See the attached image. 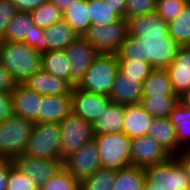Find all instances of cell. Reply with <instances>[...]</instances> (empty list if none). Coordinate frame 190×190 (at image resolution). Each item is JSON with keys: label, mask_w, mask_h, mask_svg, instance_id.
I'll return each instance as SVG.
<instances>
[{"label": "cell", "mask_w": 190, "mask_h": 190, "mask_svg": "<svg viewBox=\"0 0 190 190\" xmlns=\"http://www.w3.org/2000/svg\"><path fill=\"white\" fill-rule=\"evenodd\" d=\"M118 72L127 78L138 79L141 83L154 70L149 62L134 61L133 59H117Z\"/></svg>", "instance_id": "35"}, {"label": "cell", "mask_w": 190, "mask_h": 190, "mask_svg": "<svg viewBox=\"0 0 190 190\" xmlns=\"http://www.w3.org/2000/svg\"><path fill=\"white\" fill-rule=\"evenodd\" d=\"M87 9L91 25L103 26L120 19L104 0H87Z\"/></svg>", "instance_id": "33"}, {"label": "cell", "mask_w": 190, "mask_h": 190, "mask_svg": "<svg viewBox=\"0 0 190 190\" xmlns=\"http://www.w3.org/2000/svg\"><path fill=\"white\" fill-rule=\"evenodd\" d=\"M142 96H177L166 69H154L142 83Z\"/></svg>", "instance_id": "29"}, {"label": "cell", "mask_w": 190, "mask_h": 190, "mask_svg": "<svg viewBox=\"0 0 190 190\" xmlns=\"http://www.w3.org/2000/svg\"><path fill=\"white\" fill-rule=\"evenodd\" d=\"M180 46L170 35H128L120 46L117 59L149 62L154 69H166L174 60Z\"/></svg>", "instance_id": "1"}, {"label": "cell", "mask_w": 190, "mask_h": 190, "mask_svg": "<svg viewBox=\"0 0 190 190\" xmlns=\"http://www.w3.org/2000/svg\"><path fill=\"white\" fill-rule=\"evenodd\" d=\"M178 101V96H142L140 104L153 118H165Z\"/></svg>", "instance_id": "32"}, {"label": "cell", "mask_w": 190, "mask_h": 190, "mask_svg": "<svg viewBox=\"0 0 190 190\" xmlns=\"http://www.w3.org/2000/svg\"><path fill=\"white\" fill-rule=\"evenodd\" d=\"M185 4L184 0H157L155 12L169 22L178 16Z\"/></svg>", "instance_id": "39"}, {"label": "cell", "mask_w": 190, "mask_h": 190, "mask_svg": "<svg viewBox=\"0 0 190 190\" xmlns=\"http://www.w3.org/2000/svg\"><path fill=\"white\" fill-rule=\"evenodd\" d=\"M168 30L179 46H187L190 42V3H186L178 16L168 22Z\"/></svg>", "instance_id": "31"}, {"label": "cell", "mask_w": 190, "mask_h": 190, "mask_svg": "<svg viewBox=\"0 0 190 190\" xmlns=\"http://www.w3.org/2000/svg\"><path fill=\"white\" fill-rule=\"evenodd\" d=\"M58 10L63 12L68 8V5H72L77 0H49Z\"/></svg>", "instance_id": "48"}, {"label": "cell", "mask_w": 190, "mask_h": 190, "mask_svg": "<svg viewBox=\"0 0 190 190\" xmlns=\"http://www.w3.org/2000/svg\"><path fill=\"white\" fill-rule=\"evenodd\" d=\"M157 0H127L125 18L152 13L156 10Z\"/></svg>", "instance_id": "40"}, {"label": "cell", "mask_w": 190, "mask_h": 190, "mask_svg": "<svg viewBox=\"0 0 190 190\" xmlns=\"http://www.w3.org/2000/svg\"><path fill=\"white\" fill-rule=\"evenodd\" d=\"M34 25L46 29L52 24L61 21L63 14L50 1L40 5L31 12Z\"/></svg>", "instance_id": "36"}, {"label": "cell", "mask_w": 190, "mask_h": 190, "mask_svg": "<svg viewBox=\"0 0 190 190\" xmlns=\"http://www.w3.org/2000/svg\"><path fill=\"white\" fill-rule=\"evenodd\" d=\"M108 97L111 103L124 106L140 103L142 83L138 79L127 78L118 72Z\"/></svg>", "instance_id": "19"}, {"label": "cell", "mask_w": 190, "mask_h": 190, "mask_svg": "<svg viewBox=\"0 0 190 190\" xmlns=\"http://www.w3.org/2000/svg\"><path fill=\"white\" fill-rule=\"evenodd\" d=\"M16 86L11 73L0 63V92L11 93Z\"/></svg>", "instance_id": "42"}, {"label": "cell", "mask_w": 190, "mask_h": 190, "mask_svg": "<svg viewBox=\"0 0 190 190\" xmlns=\"http://www.w3.org/2000/svg\"><path fill=\"white\" fill-rule=\"evenodd\" d=\"M60 137L59 123H34L24 154L34 158L62 160Z\"/></svg>", "instance_id": "4"}, {"label": "cell", "mask_w": 190, "mask_h": 190, "mask_svg": "<svg viewBox=\"0 0 190 190\" xmlns=\"http://www.w3.org/2000/svg\"><path fill=\"white\" fill-rule=\"evenodd\" d=\"M98 153L102 168L124 169L131 166V139L124 133L96 134Z\"/></svg>", "instance_id": "6"}, {"label": "cell", "mask_w": 190, "mask_h": 190, "mask_svg": "<svg viewBox=\"0 0 190 190\" xmlns=\"http://www.w3.org/2000/svg\"><path fill=\"white\" fill-rule=\"evenodd\" d=\"M41 68L70 85V68L64 50L46 51L41 55Z\"/></svg>", "instance_id": "27"}, {"label": "cell", "mask_w": 190, "mask_h": 190, "mask_svg": "<svg viewBox=\"0 0 190 190\" xmlns=\"http://www.w3.org/2000/svg\"><path fill=\"white\" fill-rule=\"evenodd\" d=\"M116 169L100 168L93 175L79 182V190H112Z\"/></svg>", "instance_id": "34"}, {"label": "cell", "mask_w": 190, "mask_h": 190, "mask_svg": "<svg viewBox=\"0 0 190 190\" xmlns=\"http://www.w3.org/2000/svg\"><path fill=\"white\" fill-rule=\"evenodd\" d=\"M146 180L145 170L130 166L116 171L115 183L112 190H143Z\"/></svg>", "instance_id": "30"}, {"label": "cell", "mask_w": 190, "mask_h": 190, "mask_svg": "<svg viewBox=\"0 0 190 190\" xmlns=\"http://www.w3.org/2000/svg\"><path fill=\"white\" fill-rule=\"evenodd\" d=\"M62 166L78 182L102 168L95 139L87 141L76 152L67 156Z\"/></svg>", "instance_id": "11"}, {"label": "cell", "mask_w": 190, "mask_h": 190, "mask_svg": "<svg viewBox=\"0 0 190 190\" xmlns=\"http://www.w3.org/2000/svg\"><path fill=\"white\" fill-rule=\"evenodd\" d=\"M190 180V150L183 149L174 156Z\"/></svg>", "instance_id": "46"}, {"label": "cell", "mask_w": 190, "mask_h": 190, "mask_svg": "<svg viewBox=\"0 0 190 190\" xmlns=\"http://www.w3.org/2000/svg\"><path fill=\"white\" fill-rule=\"evenodd\" d=\"M44 29L34 25L30 12L18 11L6 27L4 41H21L39 53H45Z\"/></svg>", "instance_id": "10"}, {"label": "cell", "mask_w": 190, "mask_h": 190, "mask_svg": "<svg viewBox=\"0 0 190 190\" xmlns=\"http://www.w3.org/2000/svg\"><path fill=\"white\" fill-rule=\"evenodd\" d=\"M124 113V105L110 103L92 123L94 135L123 133Z\"/></svg>", "instance_id": "24"}, {"label": "cell", "mask_w": 190, "mask_h": 190, "mask_svg": "<svg viewBox=\"0 0 190 190\" xmlns=\"http://www.w3.org/2000/svg\"><path fill=\"white\" fill-rule=\"evenodd\" d=\"M113 8V11L120 17L125 18L127 0H104Z\"/></svg>", "instance_id": "47"}, {"label": "cell", "mask_w": 190, "mask_h": 190, "mask_svg": "<svg viewBox=\"0 0 190 190\" xmlns=\"http://www.w3.org/2000/svg\"><path fill=\"white\" fill-rule=\"evenodd\" d=\"M171 155L151 136H141L131 140V166L145 169L147 166L162 163Z\"/></svg>", "instance_id": "13"}, {"label": "cell", "mask_w": 190, "mask_h": 190, "mask_svg": "<svg viewBox=\"0 0 190 190\" xmlns=\"http://www.w3.org/2000/svg\"><path fill=\"white\" fill-rule=\"evenodd\" d=\"M41 55L25 42L3 41L0 44V63L17 84H22L41 68Z\"/></svg>", "instance_id": "2"}, {"label": "cell", "mask_w": 190, "mask_h": 190, "mask_svg": "<svg viewBox=\"0 0 190 190\" xmlns=\"http://www.w3.org/2000/svg\"><path fill=\"white\" fill-rule=\"evenodd\" d=\"M170 122L175 128L176 139L183 149L190 148V106L177 102L170 112Z\"/></svg>", "instance_id": "26"}, {"label": "cell", "mask_w": 190, "mask_h": 190, "mask_svg": "<svg viewBox=\"0 0 190 190\" xmlns=\"http://www.w3.org/2000/svg\"><path fill=\"white\" fill-rule=\"evenodd\" d=\"M179 102L186 106H190V88L185 90L182 94L178 96Z\"/></svg>", "instance_id": "49"}, {"label": "cell", "mask_w": 190, "mask_h": 190, "mask_svg": "<svg viewBox=\"0 0 190 190\" xmlns=\"http://www.w3.org/2000/svg\"><path fill=\"white\" fill-rule=\"evenodd\" d=\"M13 166L34 181L37 188L45 184L61 167L62 160H48L19 154L12 160Z\"/></svg>", "instance_id": "14"}, {"label": "cell", "mask_w": 190, "mask_h": 190, "mask_svg": "<svg viewBox=\"0 0 190 190\" xmlns=\"http://www.w3.org/2000/svg\"><path fill=\"white\" fill-rule=\"evenodd\" d=\"M38 190H79V182L73 178L62 166Z\"/></svg>", "instance_id": "37"}, {"label": "cell", "mask_w": 190, "mask_h": 190, "mask_svg": "<svg viewBox=\"0 0 190 190\" xmlns=\"http://www.w3.org/2000/svg\"><path fill=\"white\" fill-rule=\"evenodd\" d=\"M59 124L62 161L94 138L92 124L72 111Z\"/></svg>", "instance_id": "9"}, {"label": "cell", "mask_w": 190, "mask_h": 190, "mask_svg": "<svg viewBox=\"0 0 190 190\" xmlns=\"http://www.w3.org/2000/svg\"><path fill=\"white\" fill-rule=\"evenodd\" d=\"M22 84L42 96L67 95L71 93L72 89L65 80L54 77L42 68L32 74Z\"/></svg>", "instance_id": "18"}, {"label": "cell", "mask_w": 190, "mask_h": 190, "mask_svg": "<svg viewBox=\"0 0 190 190\" xmlns=\"http://www.w3.org/2000/svg\"><path fill=\"white\" fill-rule=\"evenodd\" d=\"M174 94L179 96L190 88V49L180 46L172 63L166 68Z\"/></svg>", "instance_id": "17"}, {"label": "cell", "mask_w": 190, "mask_h": 190, "mask_svg": "<svg viewBox=\"0 0 190 190\" xmlns=\"http://www.w3.org/2000/svg\"><path fill=\"white\" fill-rule=\"evenodd\" d=\"M11 115V94L0 92V123Z\"/></svg>", "instance_id": "43"}, {"label": "cell", "mask_w": 190, "mask_h": 190, "mask_svg": "<svg viewBox=\"0 0 190 190\" xmlns=\"http://www.w3.org/2000/svg\"><path fill=\"white\" fill-rule=\"evenodd\" d=\"M18 11L31 12L49 0H10Z\"/></svg>", "instance_id": "44"}, {"label": "cell", "mask_w": 190, "mask_h": 190, "mask_svg": "<svg viewBox=\"0 0 190 190\" xmlns=\"http://www.w3.org/2000/svg\"><path fill=\"white\" fill-rule=\"evenodd\" d=\"M63 20L72 30L82 37L91 25L88 17L87 0H77L63 12Z\"/></svg>", "instance_id": "28"}, {"label": "cell", "mask_w": 190, "mask_h": 190, "mask_svg": "<svg viewBox=\"0 0 190 190\" xmlns=\"http://www.w3.org/2000/svg\"><path fill=\"white\" fill-rule=\"evenodd\" d=\"M152 120L153 116L140 103L126 105L123 119V133L131 140L146 136Z\"/></svg>", "instance_id": "22"}, {"label": "cell", "mask_w": 190, "mask_h": 190, "mask_svg": "<svg viewBox=\"0 0 190 190\" xmlns=\"http://www.w3.org/2000/svg\"><path fill=\"white\" fill-rule=\"evenodd\" d=\"M147 135L154 138L171 156H175L183 150L178 144L176 131L169 117L153 118Z\"/></svg>", "instance_id": "23"}, {"label": "cell", "mask_w": 190, "mask_h": 190, "mask_svg": "<svg viewBox=\"0 0 190 190\" xmlns=\"http://www.w3.org/2000/svg\"><path fill=\"white\" fill-rule=\"evenodd\" d=\"M128 35L140 38L141 35H169L168 22L155 11L127 19Z\"/></svg>", "instance_id": "21"}, {"label": "cell", "mask_w": 190, "mask_h": 190, "mask_svg": "<svg viewBox=\"0 0 190 190\" xmlns=\"http://www.w3.org/2000/svg\"><path fill=\"white\" fill-rule=\"evenodd\" d=\"M6 190H38L33 180L13 165L10 167Z\"/></svg>", "instance_id": "38"}, {"label": "cell", "mask_w": 190, "mask_h": 190, "mask_svg": "<svg viewBox=\"0 0 190 190\" xmlns=\"http://www.w3.org/2000/svg\"><path fill=\"white\" fill-rule=\"evenodd\" d=\"M70 68V86H77L98 57V51L83 37H78L65 50Z\"/></svg>", "instance_id": "12"}, {"label": "cell", "mask_w": 190, "mask_h": 190, "mask_svg": "<svg viewBox=\"0 0 190 190\" xmlns=\"http://www.w3.org/2000/svg\"><path fill=\"white\" fill-rule=\"evenodd\" d=\"M143 190H158V189H151V183L145 180L144 185H143Z\"/></svg>", "instance_id": "50"}, {"label": "cell", "mask_w": 190, "mask_h": 190, "mask_svg": "<svg viewBox=\"0 0 190 190\" xmlns=\"http://www.w3.org/2000/svg\"><path fill=\"white\" fill-rule=\"evenodd\" d=\"M71 111V93L67 95L43 96L40 101L38 123H59Z\"/></svg>", "instance_id": "20"}, {"label": "cell", "mask_w": 190, "mask_h": 190, "mask_svg": "<svg viewBox=\"0 0 190 190\" xmlns=\"http://www.w3.org/2000/svg\"><path fill=\"white\" fill-rule=\"evenodd\" d=\"M144 170L151 189L190 190V180L174 156L162 163L147 166Z\"/></svg>", "instance_id": "8"}, {"label": "cell", "mask_w": 190, "mask_h": 190, "mask_svg": "<svg viewBox=\"0 0 190 190\" xmlns=\"http://www.w3.org/2000/svg\"><path fill=\"white\" fill-rule=\"evenodd\" d=\"M128 36L126 18H120L111 24L90 25L82 36L99 54L116 55Z\"/></svg>", "instance_id": "7"}, {"label": "cell", "mask_w": 190, "mask_h": 190, "mask_svg": "<svg viewBox=\"0 0 190 190\" xmlns=\"http://www.w3.org/2000/svg\"><path fill=\"white\" fill-rule=\"evenodd\" d=\"M33 124L15 115L0 123V159L12 160L24 154Z\"/></svg>", "instance_id": "3"}, {"label": "cell", "mask_w": 190, "mask_h": 190, "mask_svg": "<svg viewBox=\"0 0 190 190\" xmlns=\"http://www.w3.org/2000/svg\"><path fill=\"white\" fill-rule=\"evenodd\" d=\"M17 12L16 6L10 0H0V42L4 41L6 27Z\"/></svg>", "instance_id": "41"}, {"label": "cell", "mask_w": 190, "mask_h": 190, "mask_svg": "<svg viewBox=\"0 0 190 190\" xmlns=\"http://www.w3.org/2000/svg\"><path fill=\"white\" fill-rule=\"evenodd\" d=\"M110 103L106 95L87 92L77 86L71 89L72 112L91 124Z\"/></svg>", "instance_id": "15"}, {"label": "cell", "mask_w": 190, "mask_h": 190, "mask_svg": "<svg viewBox=\"0 0 190 190\" xmlns=\"http://www.w3.org/2000/svg\"><path fill=\"white\" fill-rule=\"evenodd\" d=\"M11 94L12 115L22 117L26 120L38 123V112H40L41 94L28 89L23 84H17Z\"/></svg>", "instance_id": "16"}, {"label": "cell", "mask_w": 190, "mask_h": 190, "mask_svg": "<svg viewBox=\"0 0 190 190\" xmlns=\"http://www.w3.org/2000/svg\"><path fill=\"white\" fill-rule=\"evenodd\" d=\"M46 51L65 50L79 36L62 19L44 29Z\"/></svg>", "instance_id": "25"}, {"label": "cell", "mask_w": 190, "mask_h": 190, "mask_svg": "<svg viewBox=\"0 0 190 190\" xmlns=\"http://www.w3.org/2000/svg\"><path fill=\"white\" fill-rule=\"evenodd\" d=\"M117 73V56L99 54L77 87L87 92L108 96Z\"/></svg>", "instance_id": "5"}, {"label": "cell", "mask_w": 190, "mask_h": 190, "mask_svg": "<svg viewBox=\"0 0 190 190\" xmlns=\"http://www.w3.org/2000/svg\"><path fill=\"white\" fill-rule=\"evenodd\" d=\"M12 165L11 160L0 159V190H6L9 171Z\"/></svg>", "instance_id": "45"}]
</instances>
